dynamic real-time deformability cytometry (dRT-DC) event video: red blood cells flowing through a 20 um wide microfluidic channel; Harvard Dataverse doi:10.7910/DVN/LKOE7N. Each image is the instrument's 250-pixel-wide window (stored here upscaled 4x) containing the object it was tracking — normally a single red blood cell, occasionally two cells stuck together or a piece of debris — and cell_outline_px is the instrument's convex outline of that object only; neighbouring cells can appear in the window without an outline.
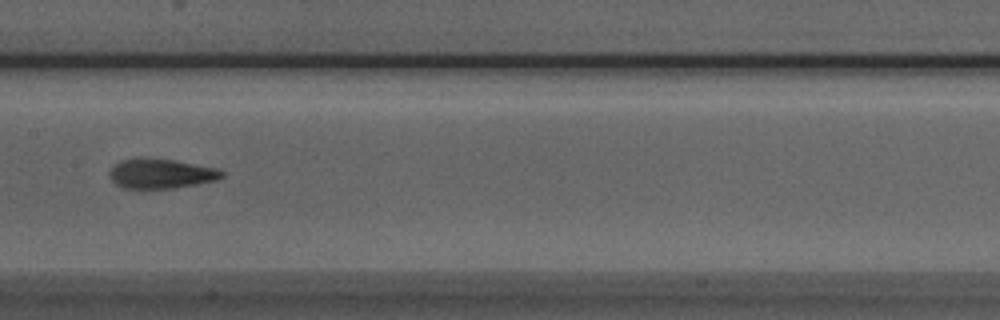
{"species": "Egyptian fruit bat (a non-hibernating species)", "species_latin": "Rousettus aegyptiacus", "temperature_condition": "room temperature", "stored_images_in_passage": 50, "camera_frame_rate_fps": 3000, "um_per_image_px": 0.085, "animal": {"sex": "male"}, "frame": {"image": 1, "passage_image": 24, "time_ms": 7.667, "image_size_px": [1000, 320], "cell_outline_px": [[224, 176], [216, 180], [172, 188], [124, 188], [116, 184], [112, 180], [108, 172], [116, 164], [124, 160], [148, 156], [172, 160], [216, 168], [224, 172]], "centroid_in_image_um": [13.67, 14.74], "position_along_channel_um": 193.7, "area_um2": 19.25}}
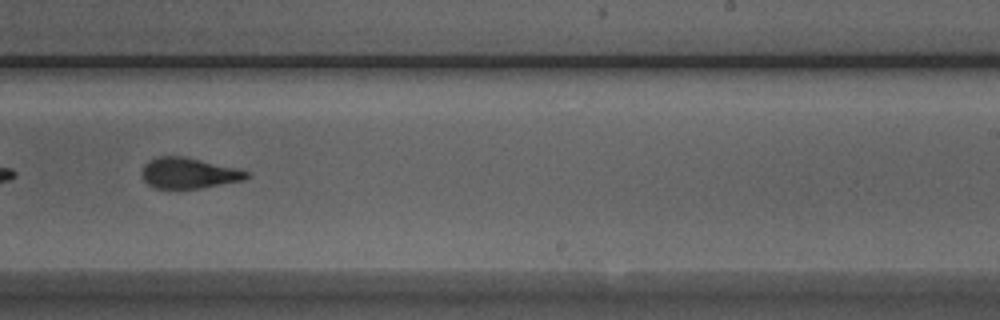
{"frame": {"image": 2, "passage_image": 30, "time_ms": 9.667, "image_size_px": [1000, 320], "cell_outline_px": [[252, 176], [244, 180], [200, 188], [156, 188], [148, 184], [144, 180], [140, 172], [144, 164], [148, 160], [156, 156], [184, 156], [236, 168], [252, 172]], "centroid_in_image_um": [16.05, 14.7], "position_along_channel_um": 273.0, "area_um2": 18.9}}
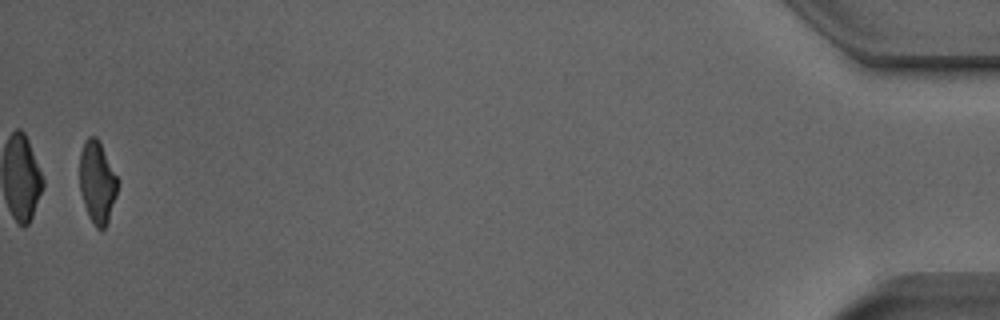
{"frame": {"image": 3, "passage_image": 49, "time_ms": 16.0, "image_size_px": [1000, 320], "cell_outline_px": [[116, 196], [108, 220], [104, 228], [96, 228], [92, 224], [88, 216], [80, 192], [80, 152], [84, 140], [88, 136], [96, 136], [116, 176]], "centroid_in_image_um": [8.22, 15.5], "position_along_channel_um": 427.0, "area_um2": 17.74}, "authors_computed_cell_mechanics": {"area_um2": 19.5075, "velocity_mm_per_s": 3.9804, "shape_relaxation_time_tau1_ms": 5.4039, "shape_relaxation_time_tau2_ms": 1.7376, "deformation_change_tau1": 0.2026, "deformation_change_tau2": 0.1029}}